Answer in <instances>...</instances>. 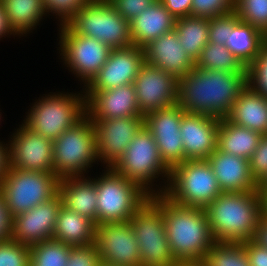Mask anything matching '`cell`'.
<instances>
[{"label":"cell","mask_w":267,"mask_h":266,"mask_svg":"<svg viewBox=\"0 0 267 266\" xmlns=\"http://www.w3.org/2000/svg\"><path fill=\"white\" fill-rule=\"evenodd\" d=\"M234 11L240 21L256 27L267 36V0H235Z\"/></svg>","instance_id":"cell-35"},{"label":"cell","mask_w":267,"mask_h":266,"mask_svg":"<svg viewBox=\"0 0 267 266\" xmlns=\"http://www.w3.org/2000/svg\"><path fill=\"white\" fill-rule=\"evenodd\" d=\"M199 69L220 70L231 73H249V69L225 44L208 42L195 62Z\"/></svg>","instance_id":"cell-32"},{"label":"cell","mask_w":267,"mask_h":266,"mask_svg":"<svg viewBox=\"0 0 267 266\" xmlns=\"http://www.w3.org/2000/svg\"><path fill=\"white\" fill-rule=\"evenodd\" d=\"M86 115L91 120L143 116L133 84L119 86L110 90L87 92Z\"/></svg>","instance_id":"cell-21"},{"label":"cell","mask_w":267,"mask_h":266,"mask_svg":"<svg viewBox=\"0 0 267 266\" xmlns=\"http://www.w3.org/2000/svg\"><path fill=\"white\" fill-rule=\"evenodd\" d=\"M235 0H192L191 16L214 18L234 10Z\"/></svg>","instance_id":"cell-37"},{"label":"cell","mask_w":267,"mask_h":266,"mask_svg":"<svg viewBox=\"0 0 267 266\" xmlns=\"http://www.w3.org/2000/svg\"><path fill=\"white\" fill-rule=\"evenodd\" d=\"M185 111L176 103L144 116V126L155 139L162 161L172 169L184 162L183 141L180 136Z\"/></svg>","instance_id":"cell-13"},{"label":"cell","mask_w":267,"mask_h":266,"mask_svg":"<svg viewBox=\"0 0 267 266\" xmlns=\"http://www.w3.org/2000/svg\"><path fill=\"white\" fill-rule=\"evenodd\" d=\"M47 12L57 13L65 22L86 0H43Z\"/></svg>","instance_id":"cell-43"},{"label":"cell","mask_w":267,"mask_h":266,"mask_svg":"<svg viewBox=\"0 0 267 266\" xmlns=\"http://www.w3.org/2000/svg\"><path fill=\"white\" fill-rule=\"evenodd\" d=\"M225 118L262 135L267 134V97L248 83Z\"/></svg>","instance_id":"cell-24"},{"label":"cell","mask_w":267,"mask_h":266,"mask_svg":"<svg viewBox=\"0 0 267 266\" xmlns=\"http://www.w3.org/2000/svg\"><path fill=\"white\" fill-rule=\"evenodd\" d=\"M262 134L220 118L217 148L225 153L249 159Z\"/></svg>","instance_id":"cell-29"},{"label":"cell","mask_w":267,"mask_h":266,"mask_svg":"<svg viewBox=\"0 0 267 266\" xmlns=\"http://www.w3.org/2000/svg\"><path fill=\"white\" fill-rule=\"evenodd\" d=\"M101 258L97 246H71L66 266H99Z\"/></svg>","instance_id":"cell-40"},{"label":"cell","mask_w":267,"mask_h":266,"mask_svg":"<svg viewBox=\"0 0 267 266\" xmlns=\"http://www.w3.org/2000/svg\"><path fill=\"white\" fill-rule=\"evenodd\" d=\"M267 36L252 25L238 21L227 39V48L249 69L259 57Z\"/></svg>","instance_id":"cell-28"},{"label":"cell","mask_w":267,"mask_h":266,"mask_svg":"<svg viewBox=\"0 0 267 266\" xmlns=\"http://www.w3.org/2000/svg\"><path fill=\"white\" fill-rule=\"evenodd\" d=\"M133 85L143 116L177 103L178 80L146 62L141 65Z\"/></svg>","instance_id":"cell-15"},{"label":"cell","mask_w":267,"mask_h":266,"mask_svg":"<svg viewBox=\"0 0 267 266\" xmlns=\"http://www.w3.org/2000/svg\"><path fill=\"white\" fill-rule=\"evenodd\" d=\"M8 24L15 34L27 33L47 12L43 0H1Z\"/></svg>","instance_id":"cell-31"},{"label":"cell","mask_w":267,"mask_h":266,"mask_svg":"<svg viewBox=\"0 0 267 266\" xmlns=\"http://www.w3.org/2000/svg\"><path fill=\"white\" fill-rule=\"evenodd\" d=\"M219 125L220 118L188 112L182 115L184 161L207 159L217 149Z\"/></svg>","instance_id":"cell-20"},{"label":"cell","mask_w":267,"mask_h":266,"mask_svg":"<svg viewBox=\"0 0 267 266\" xmlns=\"http://www.w3.org/2000/svg\"><path fill=\"white\" fill-rule=\"evenodd\" d=\"M99 266H114V265H111V264H107V263L101 262Z\"/></svg>","instance_id":"cell-53"},{"label":"cell","mask_w":267,"mask_h":266,"mask_svg":"<svg viewBox=\"0 0 267 266\" xmlns=\"http://www.w3.org/2000/svg\"><path fill=\"white\" fill-rule=\"evenodd\" d=\"M112 169L128 180L136 182L150 196L153 192L148 185L157 177L156 174L165 173L169 181L171 170L162 161L155 139L145 126L135 135Z\"/></svg>","instance_id":"cell-10"},{"label":"cell","mask_w":267,"mask_h":266,"mask_svg":"<svg viewBox=\"0 0 267 266\" xmlns=\"http://www.w3.org/2000/svg\"><path fill=\"white\" fill-rule=\"evenodd\" d=\"M169 187L158 192L180 205L205 209L222 191L207 159L186 160L170 170ZM172 184V185H171Z\"/></svg>","instance_id":"cell-5"},{"label":"cell","mask_w":267,"mask_h":266,"mask_svg":"<svg viewBox=\"0 0 267 266\" xmlns=\"http://www.w3.org/2000/svg\"><path fill=\"white\" fill-rule=\"evenodd\" d=\"M175 22V17L156 0L130 21L133 45L143 48L159 36L174 30Z\"/></svg>","instance_id":"cell-25"},{"label":"cell","mask_w":267,"mask_h":266,"mask_svg":"<svg viewBox=\"0 0 267 266\" xmlns=\"http://www.w3.org/2000/svg\"><path fill=\"white\" fill-rule=\"evenodd\" d=\"M61 206L62 199L57 193L48 201L13 217L10 239L31 246L53 238Z\"/></svg>","instance_id":"cell-18"},{"label":"cell","mask_w":267,"mask_h":266,"mask_svg":"<svg viewBox=\"0 0 267 266\" xmlns=\"http://www.w3.org/2000/svg\"><path fill=\"white\" fill-rule=\"evenodd\" d=\"M0 143V184L9 170V147H3Z\"/></svg>","instance_id":"cell-48"},{"label":"cell","mask_w":267,"mask_h":266,"mask_svg":"<svg viewBox=\"0 0 267 266\" xmlns=\"http://www.w3.org/2000/svg\"><path fill=\"white\" fill-rule=\"evenodd\" d=\"M262 194L263 199V210L264 212H267V189H259Z\"/></svg>","instance_id":"cell-51"},{"label":"cell","mask_w":267,"mask_h":266,"mask_svg":"<svg viewBox=\"0 0 267 266\" xmlns=\"http://www.w3.org/2000/svg\"><path fill=\"white\" fill-rule=\"evenodd\" d=\"M181 46L196 62L201 51L209 42V19L186 16L176 19L174 28Z\"/></svg>","instance_id":"cell-30"},{"label":"cell","mask_w":267,"mask_h":266,"mask_svg":"<svg viewBox=\"0 0 267 266\" xmlns=\"http://www.w3.org/2000/svg\"><path fill=\"white\" fill-rule=\"evenodd\" d=\"M248 83L249 73L194 67L178 80L177 104L188 113L225 118Z\"/></svg>","instance_id":"cell-1"},{"label":"cell","mask_w":267,"mask_h":266,"mask_svg":"<svg viewBox=\"0 0 267 266\" xmlns=\"http://www.w3.org/2000/svg\"><path fill=\"white\" fill-rule=\"evenodd\" d=\"M149 200L162 212L170 250L177 262L204 260L216 242L205 209L180 205L164 193Z\"/></svg>","instance_id":"cell-2"},{"label":"cell","mask_w":267,"mask_h":266,"mask_svg":"<svg viewBox=\"0 0 267 266\" xmlns=\"http://www.w3.org/2000/svg\"><path fill=\"white\" fill-rule=\"evenodd\" d=\"M77 177L59 179L58 193L62 205L67 209L85 216L97 224V190L94 180Z\"/></svg>","instance_id":"cell-26"},{"label":"cell","mask_w":267,"mask_h":266,"mask_svg":"<svg viewBox=\"0 0 267 266\" xmlns=\"http://www.w3.org/2000/svg\"><path fill=\"white\" fill-rule=\"evenodd\" d=\"M177 266H208L203 260L178 262Z\"/></svg>","instance_id":"cell-50"},{"label":"cell","mask_w":267,"mask_h":266,"mask_svg":"<svg viewBox=\"0 0 267 266\" xmlns=\"http://www.w3.org/2000/svg\"><path fill=\"white\" fill-rule=\"evenodd\" d=\"M259 189H267V179L259 186Z\"/></svg>","instance_id":"cell-52"},{"label":"cell","mask_w":267,"mask_h":266,"mask_svg":"<svg viewBox=\"0 0 267 266\" xmlns=\"http://www.w3.org/2000/svg\"><path fill=\"white\" fill-rule=\"evenodd\" d=\"M0 266H30V246L12 239L0 242Z\"/></svg>","instance_id":"cell-36"},{"label":"cell","mask_w":267,"mask_h":266,"mask_svg":"<svg viewBox=\"0 0 267 266\" xmlns=\"http://www.w3.org/2000/svg\"><path fill=\"white\" fill-rule=\"evenodd\" d=\"M12 218L9 214L4 196L0 193V242L10 239Z\"/></svg>","instance_id":"cell-46"},{"label":"cell","mask_w":267,"mask_h":266,"mask_svg":"<svg viewBox=\"0 0 267 266\" xmlns=\"http://www.w3.org/2000/svg\"><path fill=\"white\" fill-rule=\"evenodd\" d=\"M253 241L259 246L267 248V220L264 217L260 220Z\"/></svg>","instance_id":"cell-47"},{"label":"cell","mask_w":267,"mask_h":266,"mask_svg":"<svg viewBox=\"0 0 267 266\" xmlns=\"http://www.w3.org/2000/svg\"><path fill=\"white\" fill-rule=\"evenodd\" d=\"M95 180L97 190V224L127 222L144 205L150 195L136 182L117 174L112 168Z\"/></svg>","instance_id":"cell-7"},{"label":"cell","mask_w":267,"mask_h":266,"mask_svg":"<svg viewBox=\"0 0 267 266\" xmlns=\"http://www.w3.org/2000/svg\"><path fill=\"white\" fill-rule=\"evenodd\" d=\"M207 160L222 192L259 190V185L251 175L248 159L222 152L217 148Z\"/></svg>","instance_id":"cell-23"},{"label":"cell","mask_w":267,"mask_h":266,"mask_svg":"<svg viewBox=\"0 0 267 266\" xmlns=\"http://www.w3.org/2000/svg\"><path fill=\"white\" fill-rule=\"evenodd\" d=\"M264 218L267 220V212H264Z\"/></svg>","instance_id":"cell-54"},{"label":"cell","mask_w":267,"mask_h":266,"mask_svg":"<svg viewBox=\"0 0 267 266\" xmlns=\"http://www.w3.org/2000/svg\"><path fill=\"white\" fill-rule=\"evenodd\" d=\"M65 23L76 34L97 39L111 49L133 46L130 21L108 0H86Z\"/></svg>","instance_id":"cell-4"},{"label":"cell","mask_w":267,"mask_h":266,"mask_svg":"<svg viewBox=\"0 0 267 266\" xmlns=\"http://www.w3.org/2000/svg\"><path fill=\"white\" fill-rule=\"evenodd\" d=\"M144 62V51L141 47L133 45L128 48L111 49L107 61L87 85L86 92L110 90L133 84Z\"/></svg>","instance_id":"cell-19"},{"label":"cell","mask_w":267,"mask_h":266,"mask_svg":"<svg viewBox=\"0 0 267 266\" xmlns=\"http://www.w3.org/2000/svg\"><path fill=\"white\" fill-rule=\"evenodd\" d=\"M94 244L104 263L140 266L138 242L129 221L96 224Z\"/></svg>","instance_id":"cell-14"},{"label":"cell","mask_w":267,"mask_h":266,"mask_svg":"<svg viewBox=\"0 0 267 266\" xmlns=\"http://www.w3.org/2000/svg\"><path fill=\"white\" fill-rule=\"evenodd\" d=\"M203 261L208 266H250L243 242H215Z\"/></svg>","instance_id":"cell-33"},{"label":"cell","mask_w":267,"mask_h":266,"mask_svg":"<svg viewBox=\"0 0 267 266\" xmlns=\"http://www.w3.org/2000/svg\"><path fill=\"white\" fill-rule=\"evenodd\" d=\"M96 159V131L87 115L53 140L54 174L59 179L80 177Z\"/></svg>","instance_id":"cell-6"},{"label":"cell","mask_w":267,"mask_h":266,"mask_svg":"<svg viewBox=\"0 0 267 266\" xmlns=\"http://www.w3.org/2000/svg\"><path fill=\"white\" fill-rule=\"evenodd\" d=\"M70 245L54 238L30 246V266H66Z\"/></svg>","instance_id":"cell-34"},{"label":"cell","mask_w":267,"mask_h":266,"mask_svg":"<svg viewBox=\"0 0 267 266\" xmlns=\"http://www.w3.org/2000/svg\"><path fill=\"white\" fill-rule=\"evenodd\" d=\"M250 266H267V248L261 247L253 240L244 241Z\"/></svg>","instance_id":"cell-44"},{"label":"cell","mask_w":267,"mask_h":266,"mask_svg":"<svg viewBox=\"0 0 267 266\" xmlns=\"http://www.w3.org/2000/svg\"><path fill=\"white\" fill-rule=\"evenodd\" d=\"M239 21L236 12L209 19V42L226 44L234 25Z\"/></svg>","instance_id":"cell-38"},{"label":"cell","mask_w":267,"mask_h":266,"mask_svg":"<svg viewBox=\"0 0 267 266\" xmlns=\"http://www.w3.org/2000/svg\"><path fill=\"white\" fill-rule=\"evenodd\" d=\"M96 131L97 157L112 168L144 126V116L92 120Z\"/></svg>","instance_id":"cell-17"},{"label":"cell","mask_w":267,"mask_h":266,"mask_svg":"<svg viewBox=\"0 0 267 266\" xmlns=\"http://www.w3.org/2000/svg\"><path fill=\"white\" fill-rule=\"evenodd\" d=\"M144 61L171 74L177 80L195 67L181 46L175 30L165 33L143 47Z\"/></svg>","instance_id":"cell-22"},{"label":"cell","mask_w":267,"mask_h":266,"mask_svg":"<svg viewBox=\"0 0 267 266\" xmlns=\"http://www.w3.org/2000/svg\"><path fill=\"white\" fill-rule=\"evenodd\" d=\"M9 146V167L54 174L53 140L23 124Z\"/></svg>","instance_id":"cell-16"},{"label":"cell","mask_w":267,"mask_h":266,"mask_svg":"<svg viewBox=\"0 0 267 266\" xmlns=\"http://www.w3.org/2000/svg\"><path fill=\"white\" fill-rule=\"evenodd\" d=\"M140 252V266H177L162 212L148 199L129 220Z\"/></svg>","instance_id":"cell-11"},{"label":"cell","mask_w":267,"mask_h":266,"mask_svg":"<svg viewBox=\"0 0 267 266\" xmlns=\"http://www.w3.org/2000/svg\"><path fill=\"white\" fill-rule=\"evenodd\" d=\"M60 35L61 55L88 85L107 61L111 48L97 39L76 34L65 22Z\"/></svg>","instance_id":"cell-12"},{"label":"cell","mask_w":267,"mask_h":266,"mask_svg":"<svg viewBox=\"0 0 267 266\" xmlns=\"http://www.w3.org/2000/svg\"><path fill=\"white\" fill-rule=\"evenodd\" d=\"M96 224L89 218L64 207L60 208L53 238L70 246L95 243Z\"/></svg>","instance_id":"cell-27"},{"label":"cell","mask_w":267,"mask_h":266,"mask_svg":"<svg viewBox=\"0 0 267 266\" xmlns=\"http://www.w3.org/2000/svg\"><path fill=\"white\" fill-rule=\"evenodd\" d=\"M175 19L191 15L192 0H159Z\"/></svg>","instance_id":"cell-45"},{"label":"cell","mask_w":267,"mask_h":266,"mask_svg":"<svg viewBox=\"0 0 267 266\" xmlns=\"http://www.w3.org/2000/svg\"><path fill=\"white\" fill-rule=\"evenodd\" d=\"M71 95H48L39 100L27 115L25 125L46 138L57 139L86 115L85 96Z\"/></svg>","instance_id":"cell-9"},{"label":"cell","mask_w":267,"mask_h":266,"mask_svg":"<svg viewBox=\"0 0 267 266\" xmlns=\"http://www.w3.org/2000/svg\"><path fill=\"white\" fill-rule=\"evenodd\" d=\"M251 175L260 186L267 179V134H263L252 156L248 159Z\"/></svg>","instance_id":"cell-39"},{"label":"cell","mask_w":267,"mask_h":266,"mask_svg":"<svg viewBox=\"0 0 267 266\" xmlns=\"http://www.w3.org/2000/svg\"><path fill=\"white\" fill-rule=\"evenodd\" d=\"M5 33L7 34H12L14 33L12 31V29L10 28L9 24H8V20H7V16L5 14L4 11V7L3 4L0 0V37L3 35H5Z\"/></svg>","instance_id":"cell-49"},{"label":"cell","mask_w":267,"mask_h":266,"mask_svg":"<svg viewBox=\"0 0 267 266\" xmlns=\"http://www.w3.org/2000/svg\"><path fill=\"white\" fill-rule=\"evenodd\" d=\"M249 83L267 97V41L256 62L249 68Z\"/></svg>","instance_id":"cell-41"},{"label":"cell","mask_w":267,"mask_h":266,"mask_svg":"<svg viewBox=\"0 0 267 266\" xmlns=\"http://www.w3.org/2000/svg\"><path fill=\"white\" fill-rule=\"evenodd\" d=\"M216 242L253 240L264 217L260 190L222 192L205 208Z\"/></svg>","instance_id":"cell-3"},{"label":"cell","mask_w":267,"mask_h":266,"mask_svg":"<svg viewBox=\"0 0 267 266\" xmlns=\"http://www.w3.org/2000/svg\"><path fill=\"white\" fill-rule=\"evenodd\" d=\"M58 185L55 174L9 168L0 184V193L13 218L54 197Z\"/></svg>","instance_id":"cell-8"},{"label":"cell","mask_w":267,"mask_h":266,"mask_svg":"<svg viewBox=\"0 0 267 266\" xmlns=\"http://www.w3.org/2000/svg\"><path fill=\"white\" fill-rule=\"evenodd\" d=\"M112 6L128 21L146 10L156 0H108Z\"/></svg>","instance_id":"cell-42"}]
</instances>
